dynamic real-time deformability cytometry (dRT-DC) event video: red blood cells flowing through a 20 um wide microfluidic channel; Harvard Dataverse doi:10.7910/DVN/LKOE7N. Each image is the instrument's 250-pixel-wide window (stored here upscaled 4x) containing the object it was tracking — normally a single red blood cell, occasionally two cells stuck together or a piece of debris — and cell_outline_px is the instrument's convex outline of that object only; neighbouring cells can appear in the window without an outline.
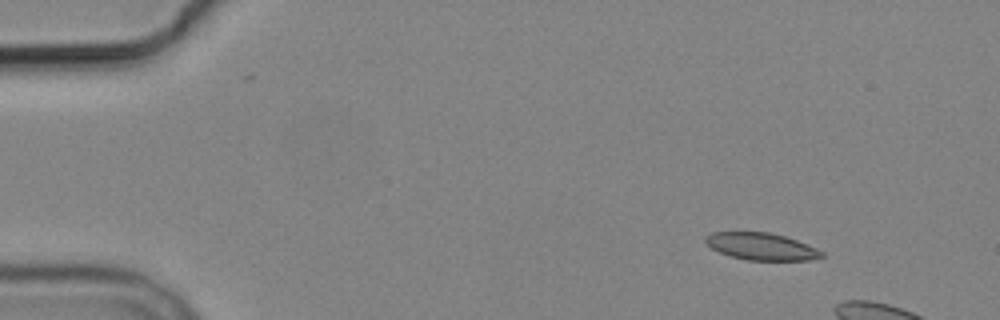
{"species": "common noctule bat (a hibernating species)", "species_latin": "Nyctalus noctula", "temperature_condition": "cold", "stored_images_in_passage": 3, "camera_frame_rate_fps": 3000, "um_per_image_px": 0.085, "animal": {"sex": "male", "body_mass_g": 19.2, "forearm_length_mm": 51.8}, "frame": {"image": 1, "passage_image": 1, "time_ms": 0.0, "image_size_px": [1000, 320], "cell_outline_px": [[824, 256], [808, 260], [748, 260], [732, 256], [720, 252], [712, 248], [704, 240], [704, 236], [712, 232], [768, 232], [784, 236], [796, 240], [816, 248], [824, 252]], "centroid_in_image_um": [64.71, 20.94], "position_along_channel_um": 20.3, "area_um2": 18.15}}